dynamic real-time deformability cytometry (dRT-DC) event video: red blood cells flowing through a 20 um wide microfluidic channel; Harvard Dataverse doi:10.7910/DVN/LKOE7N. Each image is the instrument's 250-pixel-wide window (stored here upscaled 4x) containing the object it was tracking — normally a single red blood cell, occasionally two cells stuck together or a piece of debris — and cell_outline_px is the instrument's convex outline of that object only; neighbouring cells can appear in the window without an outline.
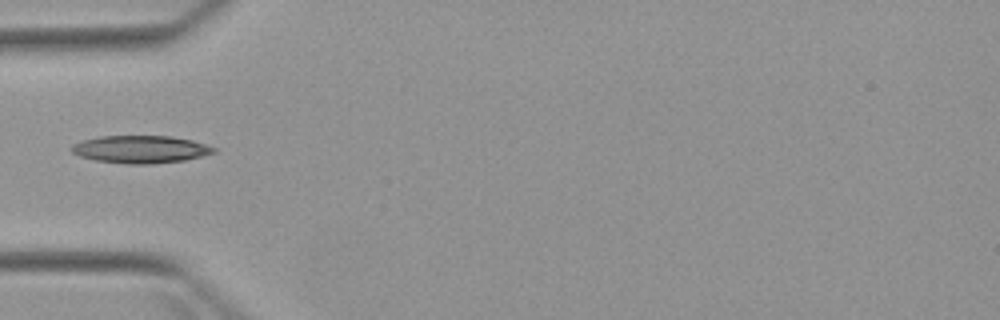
{"species": "Egyptian fruit bat (a non-hibernating species)", "species_latin": "Rousettus aegyptiacus", "temperature_condition": "warm", "stored_images_in_passage": 2, "camera_frame_rate_fps": 3000, "um_per_image_px": 0.085, "animal": {"sex": "female"}, "frame": {"image": 1, "passage_image": 2, "time_ms": 1.333, "image_size_px": [1000, 320], "cell_outline_px": [[216, 152], [184, 160], [152, 164], [128, 164], [96, 160], [80, 156], [72, 152], [68, 148], [72, 144], [84, 140], [100, 136], [172, 136], [192, 140], [216, 148]], "centroid_in_image_um": [11.92, 12.69], "position_along_channel_um": 73.1, "area_um2": 22.77}}